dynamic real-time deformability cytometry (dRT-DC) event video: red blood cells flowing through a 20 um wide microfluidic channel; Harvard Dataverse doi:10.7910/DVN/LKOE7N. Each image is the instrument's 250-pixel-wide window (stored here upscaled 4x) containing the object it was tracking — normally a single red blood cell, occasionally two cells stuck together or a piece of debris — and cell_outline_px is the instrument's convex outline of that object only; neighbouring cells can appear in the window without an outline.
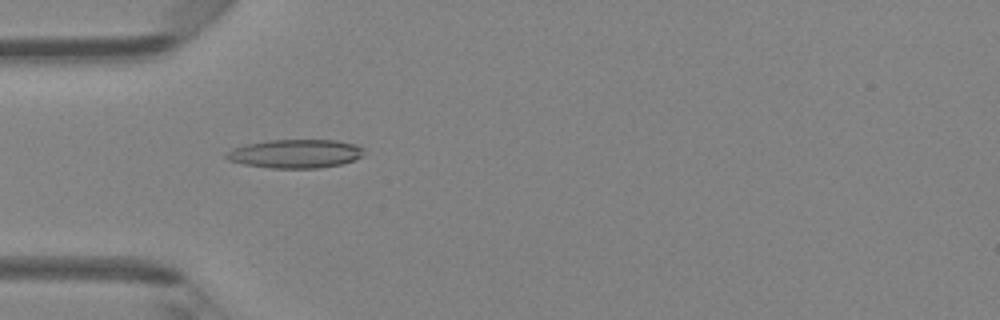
{"species": "Egyptian fruit bat (a non-hibernating species)", "species_latin": "Rousettus aegyptiacus", "temperature_condition": "room temperature", "stored_images_in_passage": 6, "camera_frame_rate_fps": 3000, "um_per_image_px": 0.085, "animal": {"sex": "female"}, "frame": {"image": 1, "passage_image": 3, "time_ms": 0.667, "image_size_px": [1000, 320], "cell_outline_px": [[364, 148], [360, 156], [352, 160], [340, 164], [316, 168], [272, 168], [244, 164], [228, 160], [224, 156], [232, 148], [248, 144], [268, 140], [336, 140], [356, 144]], "centroid_in_image_um": [25.09, 13.06], "position_along_channel_um": 59.9, "area_um2": 22.72}}
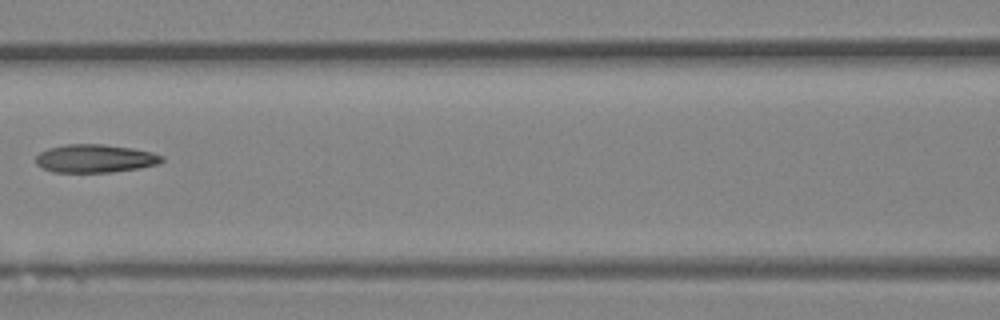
{"frame": {"image": 2, "passage_image": 5, "time_ms": 1.333, "image_size_px": [1000, 320], "cell_outline_px": [[164, 160], [160, 164], [140, 168], [112, 172], [52, 172], [36, 164], [36, 156], [40, 152], [48, 148], [68, 144], [104, 144], [132, 148], [152, 152], [164, 156]], "centroid_in_image_um": [8.12, 13.47], "position_along_channel_um": 158.5, "area_um2": 20.81}}
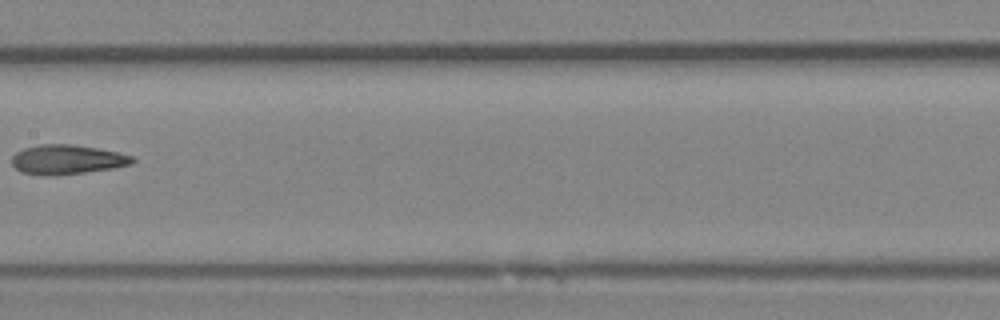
{"frame": {"image": 3, "passage_image": 6, "time_ms": 1.667, "image_size_px": [1000, 320], "cell_outline_px": [[136, 160], [132, 164], [112, 168], [56, 176], [40, 176], [20, 172], [12, 164], [12, 156], [16, 152], [24, 148], [40, 144], [72, 144], [96, 148], [116, 152], [132, 156]], "centroid_in_image_um": [5.66, 13.57], "position_along_channel_um": 201.7, "area_um2": 20.81}}